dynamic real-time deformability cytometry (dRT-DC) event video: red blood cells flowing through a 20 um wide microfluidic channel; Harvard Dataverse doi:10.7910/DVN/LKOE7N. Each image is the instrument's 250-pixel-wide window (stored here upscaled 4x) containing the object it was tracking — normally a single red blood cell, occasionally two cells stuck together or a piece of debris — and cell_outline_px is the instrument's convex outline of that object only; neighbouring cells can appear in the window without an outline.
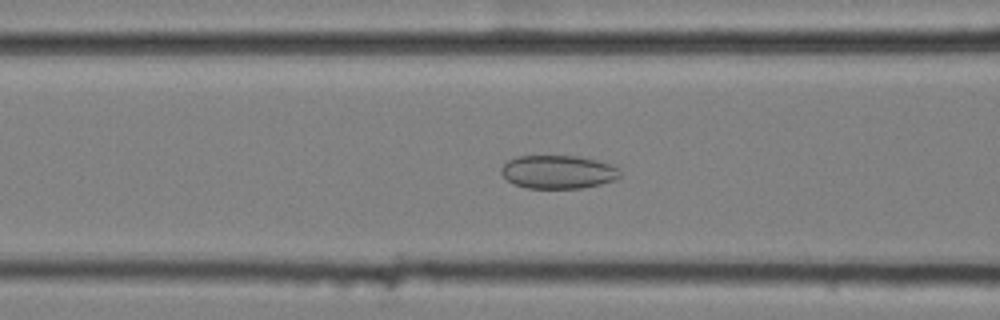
{"species": "common noctule bat (a hibernating species)", "species_latin": "Nyctalus noctula", "temperature_condition": "cold", "stored_images_in_passage": 57, "camera_frame_rate_fps": 3000, "um_per_image_px": 0.085, "animal": {"sex": "female", "body_mass_g": 25.1}, "frame": {"image": 1, "passage_image": 23, "time_ms": 7.333, "image_size_px": [1000, 320], "cell_outline_px": [[620, 176], [616, 180], [600, 184], [580, 188], [528, 188], [512, 184], [500, 172], [500, 168], [508, 160], [516, 156], [576, 156], [596, 160], [608, 164], [616, 168], [620, 172]], "centroid_in_image_um": [47.4, 14.62], "position_along_channel_um": 119.2, "area_um2": 23.0}}
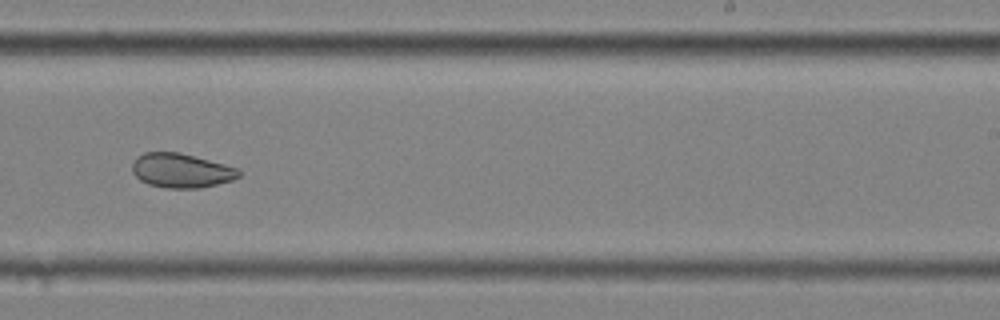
{"frame": {"image": 2, "passage_image": 36, "time_ms": 11.667, "image_size_px": [1000, 320], "cell_outline_px": [[240, 176], [232, 180], [200, 188], [164, 188], [148, 184], [140, 180], [132, 172], [132, 164], [136, 156], [144, 152], [180, 152], [236, 168], [240, 172]], "centroid_in_image_um": [15.35, 14.5], "position_along_channel_um": 273.7, "area_um2": 21.21}}
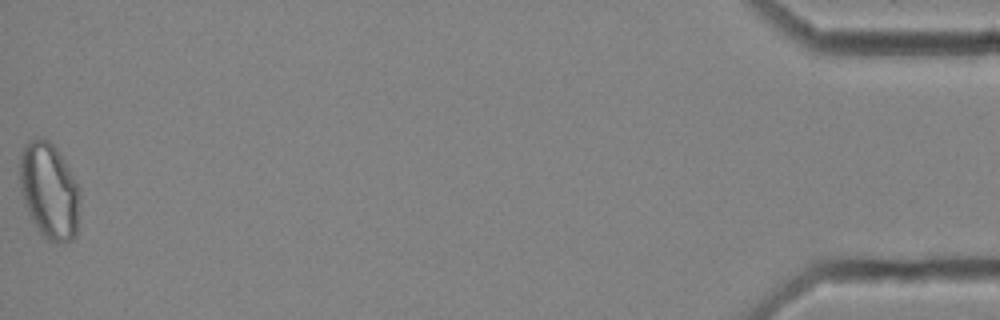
{"frame": {"image": 3, "passage_image": 57, "time_ms": 18.667, "image_size_px": [1000, 320], "cell_outline_px": [[80, 200], [76, 232], [72, 240], [60, 244], [56, 244], [48, 240], [36, 228], [24, 204], [20, 188], [20, 152], [28, 140], [36, 136], [48, 140], [56, 148], [80, 188]], "centroid_in_image_um": [4.17, 16.22], "position_along_channel_um": 431.0, "area_um2": 33.93}, "authors_computed_cell_mechanics": {"area_um2": 27.9752, "velocity_mm_per_s": 3.5689, "shape_relaxation_time_tau1_ms": null, "shape_relaxation_time_tau2_ms": 4.2747, "deformation_change_tau1": null, "deformation_change_tau2": 0.0775}}